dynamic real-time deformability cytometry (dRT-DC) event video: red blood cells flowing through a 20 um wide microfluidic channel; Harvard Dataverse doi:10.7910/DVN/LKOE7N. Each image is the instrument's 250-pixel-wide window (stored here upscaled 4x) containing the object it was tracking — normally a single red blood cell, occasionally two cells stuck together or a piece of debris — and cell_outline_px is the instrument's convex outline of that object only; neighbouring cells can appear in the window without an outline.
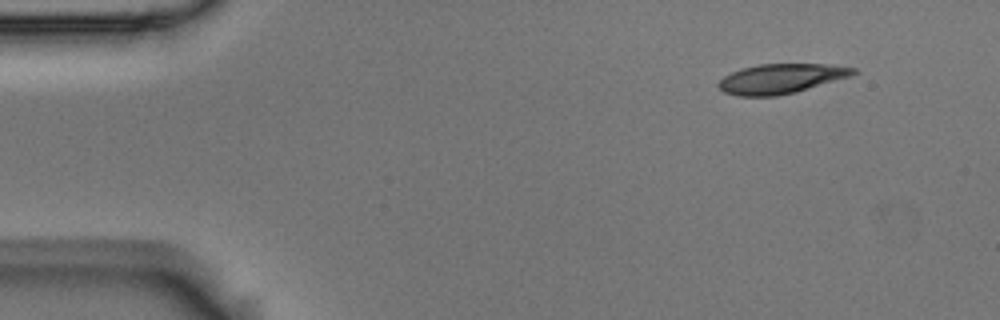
{"species": "Egyptian fruit bat (a non-hibernating species)", "species_latin": "Rousettus aegyptiacus", "temperature_condition": "room temperature", "stored_images_in_passage": 3, "camera_frame_rate_fps": 3000, "um_per_image_px": 0.085, "animal": {"sex": "male"}, "frame": {"image": 1, "passage_image": 1, "time_ms": 0.0, "image_size_px": [1000, 320], "cell_outline_px": [[860, 72], [852, 76], [796, 92], [776, 96], [740, 96], [724, 92], [716, 84], [724, 76], [740, 68], [760, 64], [832, 64], [856, 68]], "centroid_in_image_um": [66.43, 6.68], "position_along_channel_um": 18.6, "area_um2": 23.52}}